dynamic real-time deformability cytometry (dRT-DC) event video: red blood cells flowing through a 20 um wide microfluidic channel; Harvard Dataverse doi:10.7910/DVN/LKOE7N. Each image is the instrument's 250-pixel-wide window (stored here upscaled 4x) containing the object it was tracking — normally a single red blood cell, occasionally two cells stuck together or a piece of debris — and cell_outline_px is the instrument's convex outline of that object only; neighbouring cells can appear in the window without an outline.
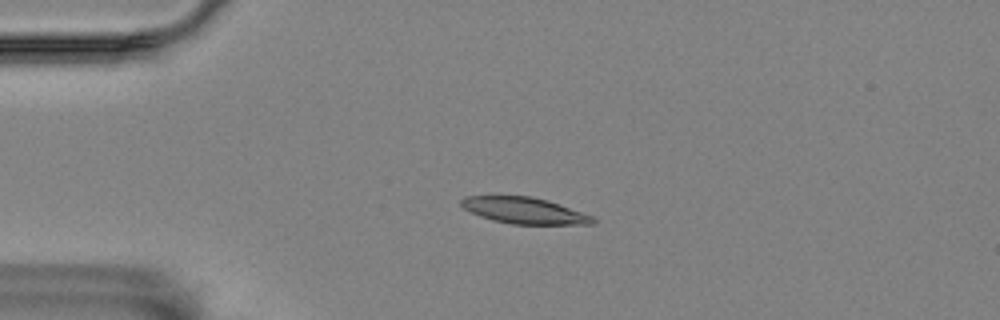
{"species": "Egyptian fruit bat (a non-hibernating species)", "species_latin": "Rousettus aegyptiacus", "temperature_condition": "room temperature", "stored_images_in_passage": 4, "camera_frame_rate_fps": 3000, "um_per_image_px": 0.085, "animal": {"sex": "female"}, "frame": {"image": 1, "passage_image": 3, "time_ms": 0.667, "image_size_px": [1000, 320], "cell_outline_px": [[596, 220], [592, 224], [512, 224], [492, 220], [480, 216], [464, 208], [460, 204], [460, 200], [464, 196], [532, 196], [548, 200], [592, 216]], "centroid_in_image_um": [44.54, 17.89], "position_along_channel_um": 40.5, "area_um2": 20.0}}